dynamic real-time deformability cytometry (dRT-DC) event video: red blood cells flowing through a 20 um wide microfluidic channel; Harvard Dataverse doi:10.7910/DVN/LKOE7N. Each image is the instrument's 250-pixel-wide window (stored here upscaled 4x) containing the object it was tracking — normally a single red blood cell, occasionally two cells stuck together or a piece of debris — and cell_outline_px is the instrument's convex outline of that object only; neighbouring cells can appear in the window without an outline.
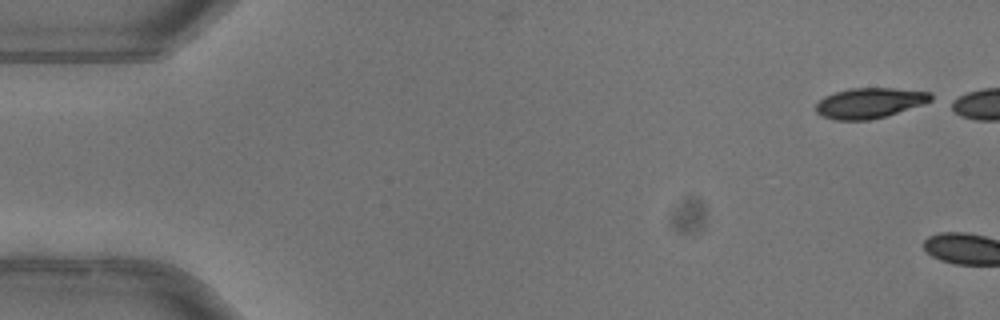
{"species": "common noctule bat (a hibernating species)", "species_latin": "Nyctalus noctula", "temperature_condition": "warm", "stored_images_in_passage": 4, "camera_frame_rate_fps": 3000, "um_per_image_px": 0.085, "animal": {"sex": "female"}, "frame": {"image": 1, "passage_image": 1, "time_ms": 0.0, "image_size_px": [1000, 320], "cell_outline_px": [[932, 100], [884, 116], [868, 120], [836, 120], [824, 116], [816, 112], [816, 104], [824, 96], [836, 92], [852, 88], [892, 88], [932, 92]], "centroid_in_image_um": [73.88, 8.74], "position_along_channel_um": 11.1, "area_um2": 19.88}}